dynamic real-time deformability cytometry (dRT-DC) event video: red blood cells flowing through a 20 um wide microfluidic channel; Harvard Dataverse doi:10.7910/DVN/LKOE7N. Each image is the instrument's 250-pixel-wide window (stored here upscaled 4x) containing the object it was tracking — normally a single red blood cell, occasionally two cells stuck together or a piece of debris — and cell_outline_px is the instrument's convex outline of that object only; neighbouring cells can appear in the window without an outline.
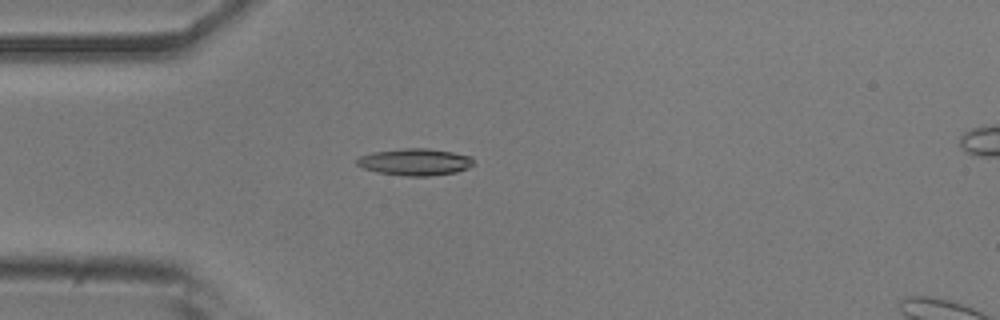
{"species": "common noctule bat (a hibernating species)", "species_latin": "Nyctalus noctula", "temperature_condition": "room temperature", "stored_images_in_passage": 38, "camera_frame_rate_fps": 3000, "um_per_image_px": 0.085, "animal": {"sex": "male", "body_mass_g": 20.5, "forearm_length_mm": 52.5}, "frame": {"image": 1, "passage_image": 15, "time_ms": 4.667, "image_size_px": [1000, 320], "cell_outline_px": [[472, 164], [468, 168], [456, 172], [428, 176], [404, 176], [380, 172], [364, 168], [356, 164], [356, 160], [360, 156], [372, 152], [404, 148], [428, 148], [452, 152], [472, 156]], "centroid_in_image_um": [35.28, 13.76], "position_along_channel_um": 49.7, "area_um2": 18.15}}
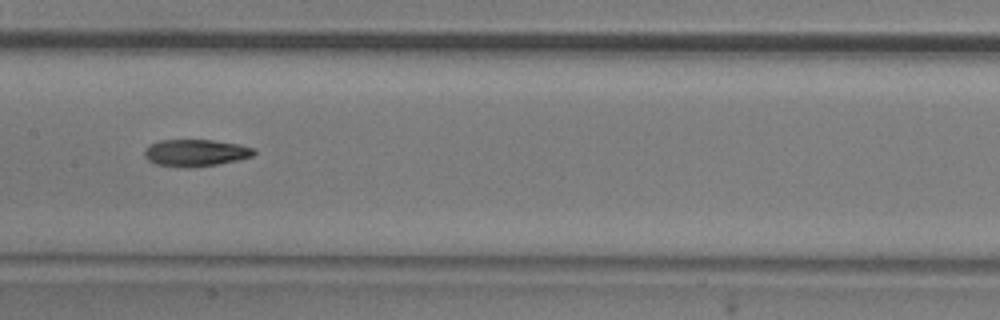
{"frame": {"image": 2, "passage_image": 27, "time_ms": 8.667, "image_size_px": [1000, 320], "cell_outline_px": [[256, 152], [252, 156], [236, 160], [216, 164], [192, 168], [184, 168], [156, 164], [148, 160], [144, 156], [144, 148], [148, 144], [160, 140], [212, 140], [240, 144], [256, 148]], "centroid_in_image_um": [16.6, 12.98], "position_along_channel_um": 190.8, "area_um2": 17.4}}
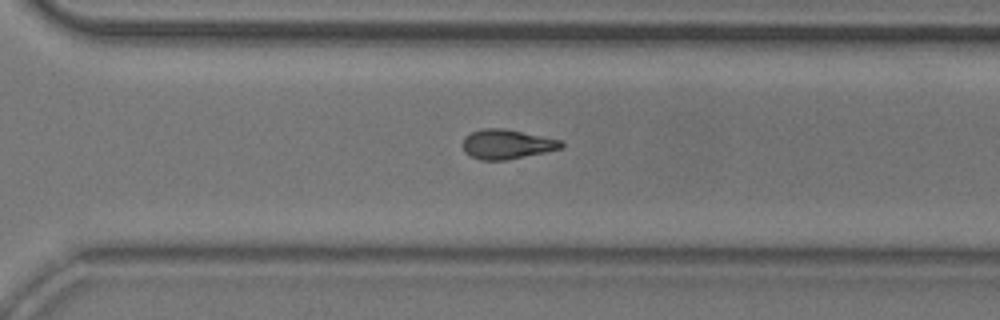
{"frame": {"image": 3, "passage_image": 38, "time_ms": 12.333, "image_size_px": [1000, 320], "cell_outline_px": [[564, 148], [504, 160], [480, 160], [464, 152], [464, 136], [480, 128], [504, 128], [560, 140], [564, 144]], "centroid_in_image_um": [43.07, 12.25], "position_along_channel_um": 327.5, "area_um2": 16.76}}